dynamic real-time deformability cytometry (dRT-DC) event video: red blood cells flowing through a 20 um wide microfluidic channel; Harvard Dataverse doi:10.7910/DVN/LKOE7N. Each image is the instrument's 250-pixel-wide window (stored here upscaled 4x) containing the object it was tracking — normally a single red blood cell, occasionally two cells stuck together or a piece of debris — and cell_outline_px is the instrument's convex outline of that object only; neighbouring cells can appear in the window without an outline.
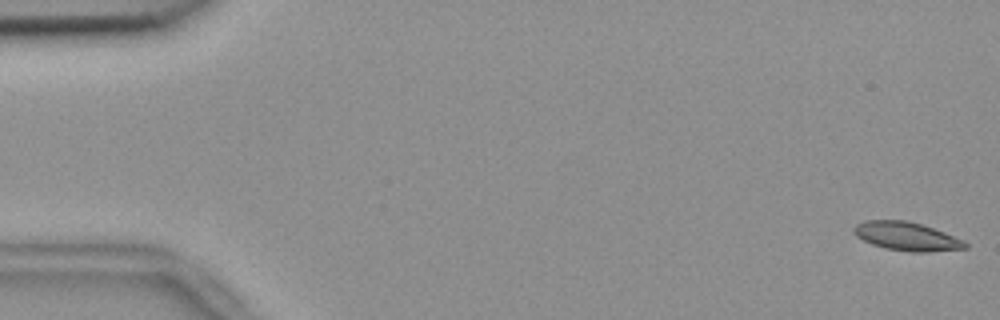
{"species": "common noctule bat (a hibernating species)", "species_latin": "Nyctalus noctula", "temperature_condition": "room temperature", "stored_images_in_passage": 56, "camera_frame_rate_fps": 3000, "um_per_image_px": 0.085, "animal": {"sex": "female", "body_mass_g": 18.4}, "frame": {"image": 1, "passage_image": 1, "time_ms": 0.0, "image_size_px": [1000, 320], "cell_outline_px": [[968, 248], [928, 252], [912, 252], [884, 248], [872, 244], [856, 236], [852, 232], [852, 228], [856, 224], [864, 220], [908, 220], [944, 232], [964, 240], [968, 244]], "centroid_in_image_um": [77.05, 20.09], "position_along_channel_um": 8.0, "area_um2": 18.61}}
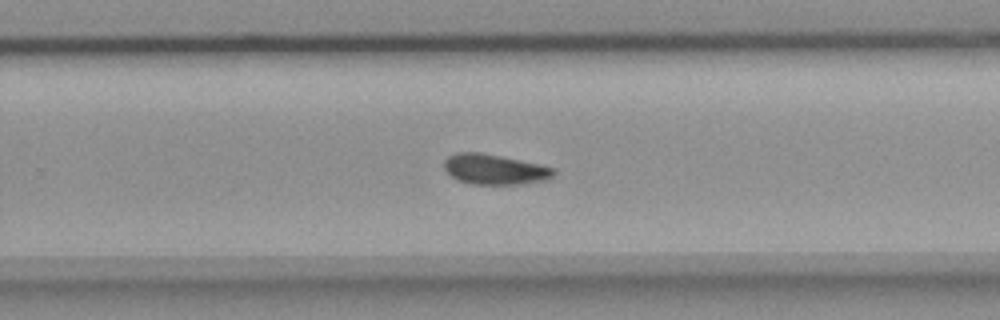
{"frame": {"image": 2, "passage_image": 36, "time_ms": 11.667, "image_size_px": [1000, 320], "cell_outline_px": [[556, 172], [552, 176], [544, 180], [516, 184], [468, 184], [456, 180], [444, 168], [444, 160], [448, 156], [456, 152], [480, 152], [540, 164], [556, 168]], "centroid_in_image_um": [42.01, 14.39], "position_along_channel_um": 287.8, "area_um2": 19.31}}
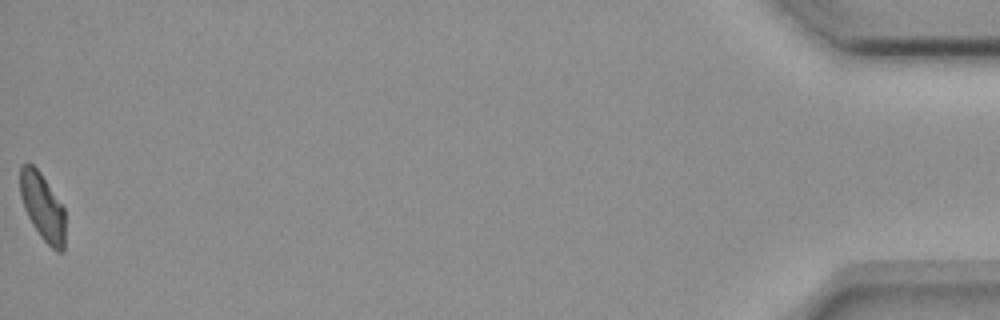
{"frame": {"image": 3, "passage_image": 56, "time_ms": 18.333, "image_size_px": [1000, 320], "cell_outline_px": [[64, 252], [56, 252], [40, 236], [32, 224], [24, 208], [20, 196], [20, 168], [24, 164], [32, 164], [40, 172], [64, 208]], "centroid_in_image_um": [3.61, 17.6], "position_along_channel_um": 431.6, "area_um2": 17.46}, "authors_computed_cell_mechanics": {"area_um2": 18.8717, "velocity_mm_per_s": 3.6408, "shape_relaxation_time_tau1_ms": 7.959, "shape_relaxation_time_tau2_ms": 4.8682, "deformation_change_tau1": 0.1693, "deformation_change_tau2": 0.1063}}